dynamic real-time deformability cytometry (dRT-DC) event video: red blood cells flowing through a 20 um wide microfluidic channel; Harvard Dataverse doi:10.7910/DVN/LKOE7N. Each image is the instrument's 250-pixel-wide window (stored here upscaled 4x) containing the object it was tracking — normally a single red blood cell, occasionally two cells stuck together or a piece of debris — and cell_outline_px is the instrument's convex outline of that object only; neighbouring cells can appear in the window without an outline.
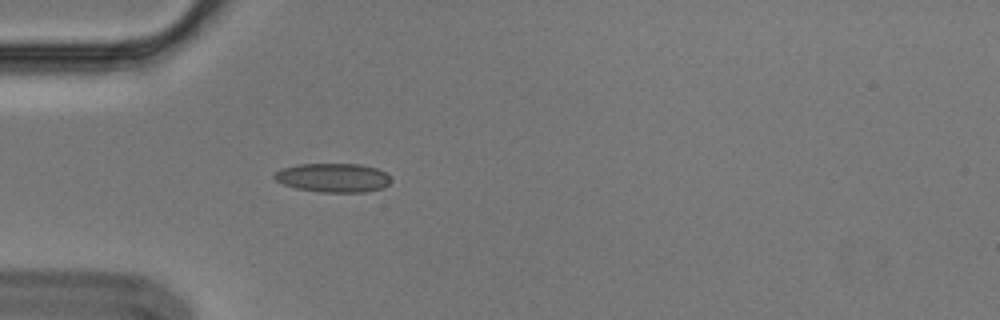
{"species": "Egyptian fruit bat (a non-hibernating species)", "species_latin": "Rousettus aegyptiacus", "temperature_condition": "cold", "stored_images_in_passage": 5, "camera_frame_rate_fps": 3000, "um_per_image_px": 0.085, "animal": {"sex": "male"}, "frame": {"image": 1, "passage_image": 5, "time_ms": 1.333, "image_size_px": [1000, 320], "cell_outline_px": [[392, 180], [384, 188], [364, 192], [316, 192], [296, 188], [284, 184], [276, 180], [272, 176], [276, 172], [284, 168], [300, 164], [360, 164], [376, 168], [384, 172]], "centroid_in_image_um": [28.33, 15.11], "position_along_channel_um": 56.7, "area_um2": 19.59}}